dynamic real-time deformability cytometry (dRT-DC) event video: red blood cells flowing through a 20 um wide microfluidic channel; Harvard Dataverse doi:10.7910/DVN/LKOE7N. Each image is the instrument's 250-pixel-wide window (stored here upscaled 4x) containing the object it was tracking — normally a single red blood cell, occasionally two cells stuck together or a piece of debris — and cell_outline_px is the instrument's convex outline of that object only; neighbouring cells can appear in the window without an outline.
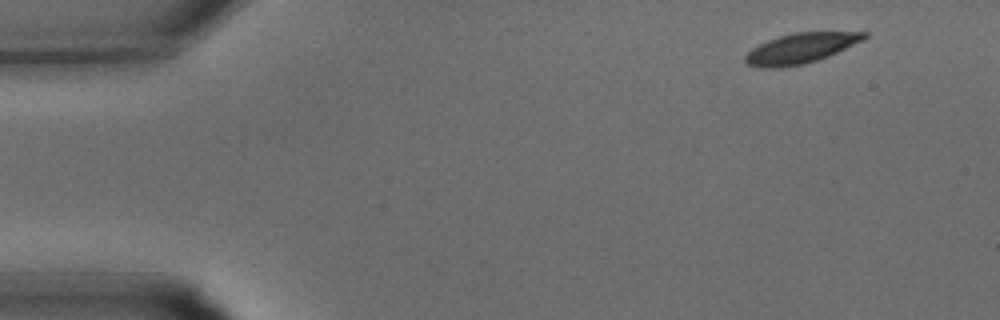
{"species": "common noctule bat (a hibernating species)", "species_latin": "Nyctalus noctula", "temperature_condition": "warm", "stored_images_in_passage": 10, "camera_frame_rate_fps": 3000, "um_per_image_px": 0.085, "animal": {"sex": "male", "body_mass_g": 15.6}, "frame": {"image": 1, "passage_image": 1, "time_ms": 0.0, "image_size_px": [1000, 320], "cell_outline_px": [[868, 36], [864, 40], [828, 56], [804, 64], [780, 68], [760, 68], [748, 64], [744, 60], [744, 56], [752, 48], [768, 40], [780, 36], [796, 32], [868, 32]], "centroid_in_image_um": [68.05, 4.11], "position_along_channel_um": 16.9, "area_um2": 20.81}}
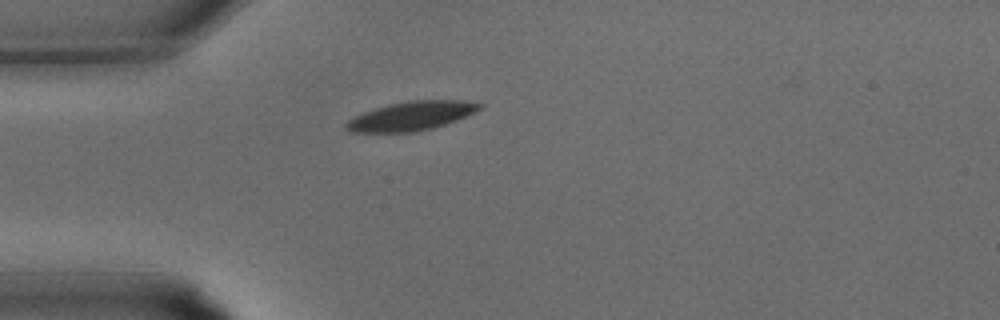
{"frame": {"image": 2, "passage_image": 7, "time_ms": 2.0, "image_size_px": [1000, 320], "cell_outline_px": [[484, 108], [476, 112], [456, 120], [432, 128], [416, 132], [352, 132], [344, 128], [344, 124], [348, 120], [364, 112], [388, 104], [408, 100], [460, 100], [484, 104]], "centroid_in_image_um": [34.98, 9.85], "position_along_channel_um": 50.0, "area_um2": 22.54}}
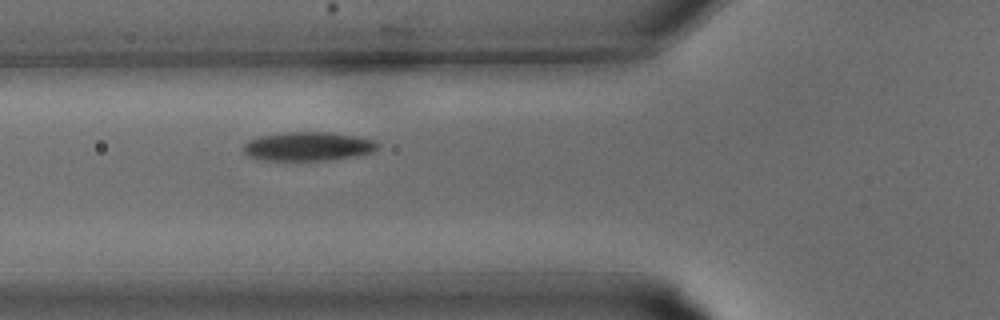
{"frame": {"image": 3, "passage_image": 10, "time_ms": 3.0, "image_size_px": [1000, 320], "cell_outline_px": [[380, 144], [372, 152], [356, 156], [328, 160], [260, 160], [248, 156], [244, 152], [244, 144], [248, 140], [260, 136], [284, 132], [328, 132], [356, 136], [372, 140]], "centroid_in_image_um": [26.16, 12.44], "position_along_channel_um": 99.6, "area_um2": 22.54}}